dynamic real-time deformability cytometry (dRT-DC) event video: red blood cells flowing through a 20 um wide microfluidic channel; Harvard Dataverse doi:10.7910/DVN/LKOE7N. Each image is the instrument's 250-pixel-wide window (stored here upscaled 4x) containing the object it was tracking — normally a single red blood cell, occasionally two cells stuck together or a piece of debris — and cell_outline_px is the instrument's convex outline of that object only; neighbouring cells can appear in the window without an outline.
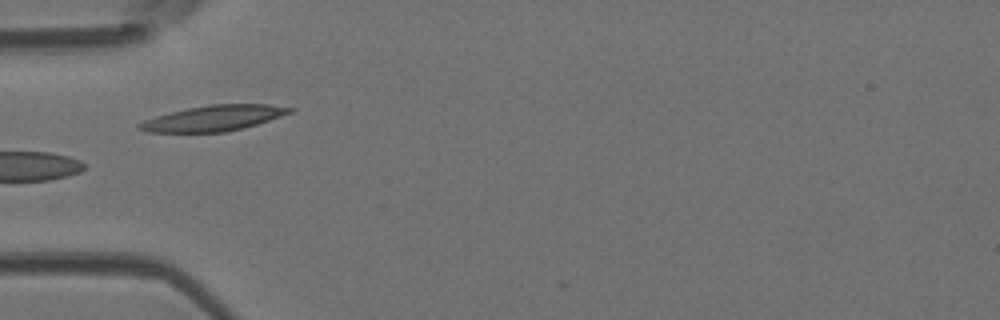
{"species": "Egyptian fruit bat (a non-hibernating species)", "species_latin": "Rousettus aegyptiacus", "temperature_condition": "room temperature", "stored_images_in_passage": 6, "camera_frame_rate_fps": 3000, "um_per_image_px": 0.085, "animal": {"sex": "female"}, "frame": {"image": 1, "passage_image": 4, "time_ms": 3.333, "image_size_px": [1000, 320], "cell_outline_px": [[296, 108], [292, 112], [256, 124], [224, 132], [148, 132], [136, 128], [136, 124], [144, 120], [156, 116], [188, 108], [208, 104], [268, 104]], "centroid_in_image_um": [18.13, 10.04], "position_along_channel_um": 66.9, "area_um2": 22.2}}
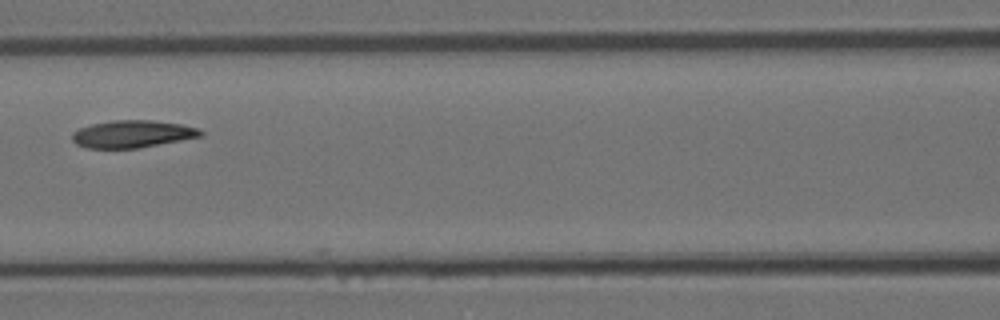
{"frame": {"image": 2, "passage_image": 6, "time_ms": 5.667, "image_size_px": [1000, 320], "cell_outline_px": [[204, 132], [200, 136], [140, 148], [84, 148], [76, 144], [72, 140], [72, 132], [80, 128], [92, 124], [112, 120], [152, 120], [180, 124], [200, 128]], "centroid_in_image_um": [11.23, 11.39], "position_along_channel_um": 155.4, "area_um2": 20.46}}